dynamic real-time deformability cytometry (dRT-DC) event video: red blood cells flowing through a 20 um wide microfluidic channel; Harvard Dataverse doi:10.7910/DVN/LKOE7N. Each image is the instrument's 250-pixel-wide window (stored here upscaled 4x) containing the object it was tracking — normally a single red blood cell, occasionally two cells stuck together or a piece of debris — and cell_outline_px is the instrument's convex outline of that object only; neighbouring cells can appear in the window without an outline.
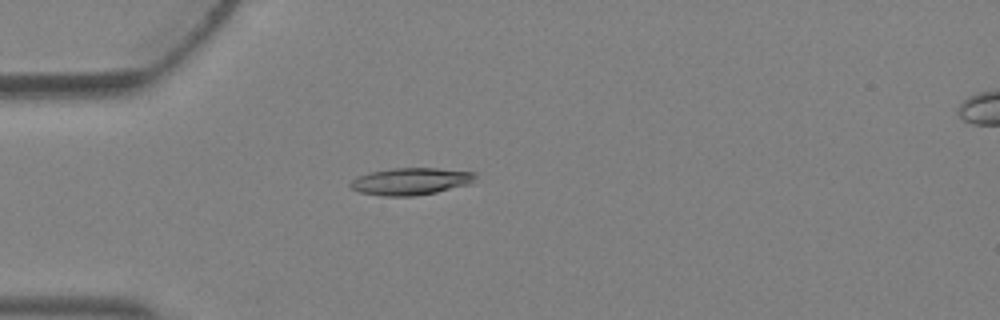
{"species": "Egyptian fruit bat (a non-hibernating species)", "species_latin": "Rousettus aegyptiacus", "temperature_condition": "warm", "stored_images_in_passage": 5, "camera_frame_rate_fps": 3000, "um_per_image_px": 0.085, "animal": {"sex": "female"}, "frame": {"image": 1, "passage_image": 4, "time_ms": 1.0, "image_size_px": [1000, 320], "cell_outline_px": [[476, 176], [472, 184], [436, 192], [412, 196], [380, 196], [360, 192], [352, 188], [348, 184], [352, 180], [360, 176], [372, 172], [392, 168], [436, 168], [476, 172]], "centroid_in_image_um": [34.96, 15.42], "position_along_channel_um": 50.0, "area_um2": 19.71}}